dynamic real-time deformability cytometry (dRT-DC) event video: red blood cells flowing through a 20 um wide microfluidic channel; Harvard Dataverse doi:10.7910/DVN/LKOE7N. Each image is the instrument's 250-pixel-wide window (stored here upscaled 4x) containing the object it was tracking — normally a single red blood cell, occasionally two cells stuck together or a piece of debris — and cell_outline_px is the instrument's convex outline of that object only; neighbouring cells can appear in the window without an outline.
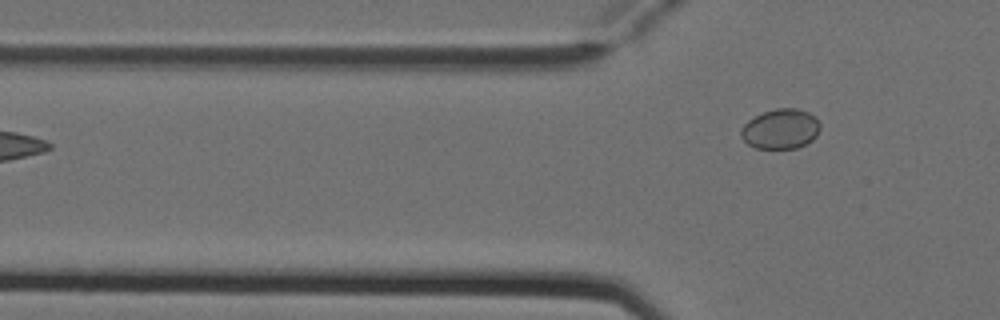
{"species": "Egyptian fruit bat (a non-hibernating species)", "species_latin": "Rousettus aegyptiacus", "temperature_condition": "cold", "stored_images_in_passage": 2, "camera_frame_rate_fps": 3000, "um_per_image_px": 0.085, "animal": {"sex": "female"}, "frame": {"image": 1, "passage_image": 2, "time_ms": 0.333, "image_size_px": [1000, 320], "cell_outline_px": [[820, 128], [816, 136], [812, 140], [796, 148], [756, 148], [748, 144], [740, 136], [740, 128], [748, 120], [764, 112], [776, 108], [796, 108], [808, 112], [816, 116], [820, 124]], "centroid_in_image_um": [66.35, 10.95], "position_along_channel_um": 59.4, "area_um2": 18.44}}